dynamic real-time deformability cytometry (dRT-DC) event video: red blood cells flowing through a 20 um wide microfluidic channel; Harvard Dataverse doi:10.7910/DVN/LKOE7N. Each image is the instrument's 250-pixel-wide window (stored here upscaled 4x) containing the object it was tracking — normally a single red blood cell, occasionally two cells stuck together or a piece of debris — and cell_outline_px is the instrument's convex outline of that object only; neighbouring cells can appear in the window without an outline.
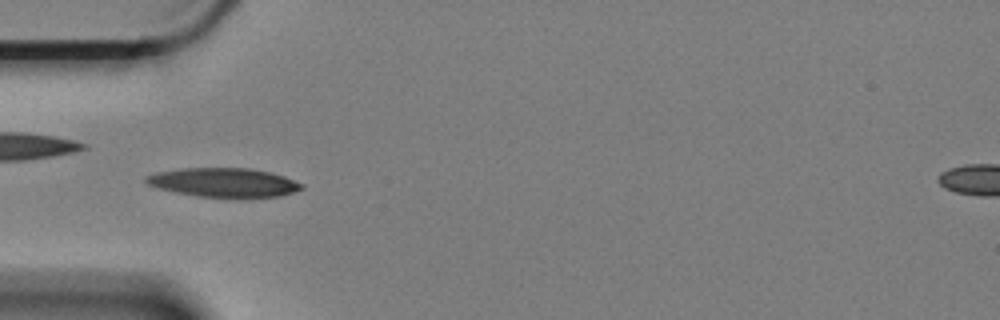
{"species": "Egyptian fruit bat (a non-hibernating species)", "species_latin": "Rousettus aegyptiacus", "temperature_condition": "cold", "stored_images_in_passage": 58, "camera_frame_rate_fps": 3000, "um_per_image_px": 0.085, "animal": {"sex": "female"}, "frame": {"image": 1, "passage_image": 17, "time_ms": 5.333, "image_size_px": [1000, 320], "cell_outline_px": [[304, 188], [280, 196], [244, 200], [236, 200], [196, 196], [176, 192], [160, 188], [148, 184], [144, 180], [144, 176], [156, 172], [180, 168], [248, 168], [268, 172], [284, 176], [304, 184]], "centroid_in_image_um": [19.05, 15.55], "position_along_channel_um": 66.0, "area_um2": 27.17}}
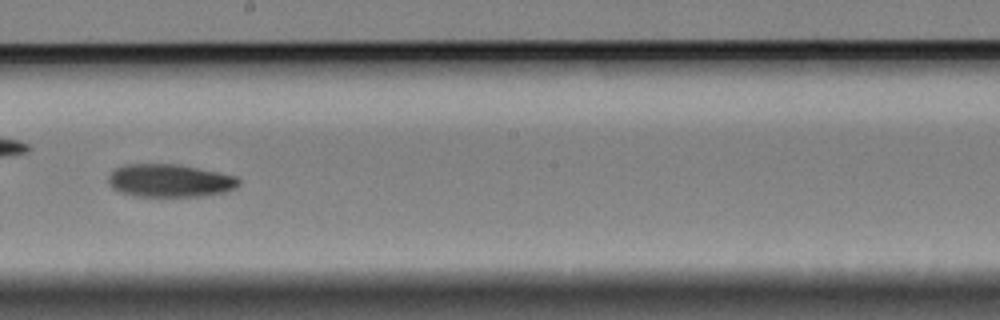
{"frame": {"image": 2, "passage_image": 32, "time_ms": 10.333, "image_size_px": [1000, 320], "cell_outline_px": [[240, 184], [236, 188], [224, 192], [200, 196], [132, 196], [120, 192], [112, 188], [108, 184], [108, 176], [116, 168], [124, 164], [180, 164], [236, 176], [240, 180]], "centroid_in_image_um": [14.42, 15.35], "position_along_channel_um": 233.8, "area_um2": 25.14}}
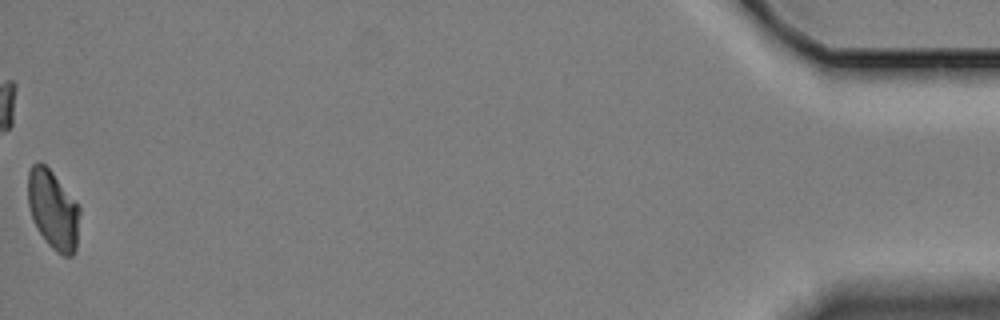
{"frame": {"image": 3, "passage_image": 58, "time_ms": 19.0, "image_size_px": [1000, 320], "cell_outline_px": [[80, 212], [76, 248], [72, 256], [64, 256], [56, 252], [48, 244], [36, 228], [32, 220], [28, 204], [28, 172], [32, 164], [44, 164], [52, 172], [80, 208]], "centroid_in_image_um": [4.5, 17.87], "position_along_channel_um": 430.7, "area_um2": 23.58}, "authors_computed_cell_mechanics": {"area_um2": 25.0852, "velocity_mm_per_s": 3.3544, "shape_relaxation_time_tau1_ms": 5.8229, "shape_relaxation_time_tau2_ms": null, "deformation_change_tau1": 0.1329, "deformation_change_tau2": null}}